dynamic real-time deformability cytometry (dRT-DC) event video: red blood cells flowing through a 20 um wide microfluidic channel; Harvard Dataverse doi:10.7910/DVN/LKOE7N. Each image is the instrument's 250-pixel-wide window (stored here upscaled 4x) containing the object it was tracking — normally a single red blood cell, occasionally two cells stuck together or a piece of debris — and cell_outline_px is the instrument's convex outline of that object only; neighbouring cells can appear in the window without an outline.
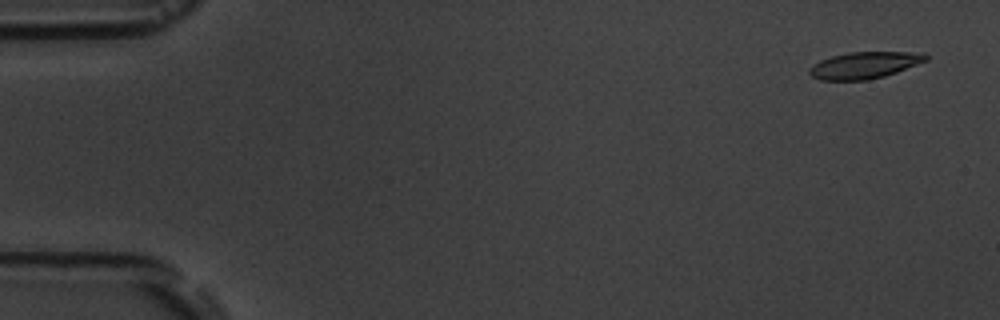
{"species": "common noctule bat (a hibernating species)", "species_latin": "Nyctalus noctula", "temperature_condition": "room temperature", "stored_images_in_passage": 5, "camera_frame_rate_fps": 3000, "um_per_image_px": 0.085, "animal": {"sex": "male", "body_mass_g": 19.5, "forearm_length_mm": 54.6}, "frame": {"image": 1, "passage_image": 1, "time_ms": 0.0, "image_size_px": [1000, 320], "cell_outline_px": [[928, 60], [896, 72], [884, 76], [868, 80], [820, 80], [812, 76], [808, 72], [808, 68], [812, 64], [820, 60], [832, 56], [848, 52], [924, 52], [928, 56]], "centroid_in_image_um": [73.46, 5.54], "position_along_channel_um": 11.5, "area_um2": 18.21}}